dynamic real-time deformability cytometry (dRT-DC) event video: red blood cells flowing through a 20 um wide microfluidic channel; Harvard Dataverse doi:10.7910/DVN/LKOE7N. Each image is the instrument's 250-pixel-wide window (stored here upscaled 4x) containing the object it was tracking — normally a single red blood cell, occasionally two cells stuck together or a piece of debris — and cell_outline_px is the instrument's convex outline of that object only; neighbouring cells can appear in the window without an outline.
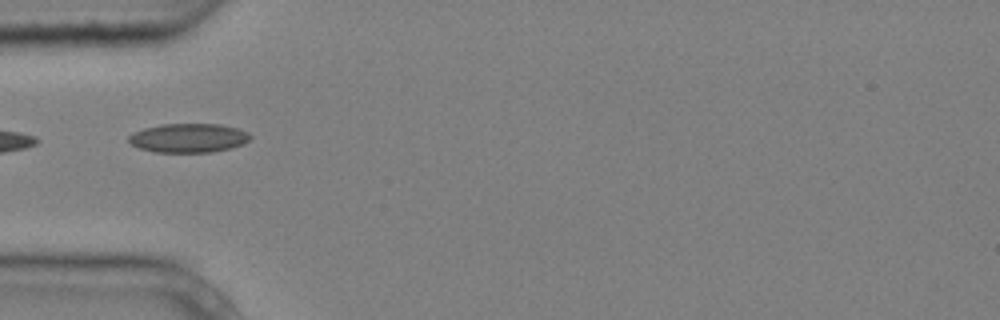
{"species": "common noctule bat (a hibernating species)", "species_latin": "Nyctalus noctula", "temperature_condition": "cold", "stored_images_in_passage": 1, "camera_frame_rate_fps": 3000, "um_per_image_px": 0.085, "animal": {"sex": "male", "body_mass_g": 20.4}, "frame": {"image": 1, "passage_image": 1, "time_ms": 0.0, "image_size_px": [1000, 320], "cell_outline_px": [[252, 136], [244, 144], [232, 148], [212, 152], [152, 152], [140, 148], [132, 144], [128, 140], [128, 136], [144, 128], [160, 124], [220, 124], [236, 128], [248, 132]], "centroid_in_image_um": [16.04, 11.73], "position_along_channel_um": 69.0, "area_um2": 20.58}}